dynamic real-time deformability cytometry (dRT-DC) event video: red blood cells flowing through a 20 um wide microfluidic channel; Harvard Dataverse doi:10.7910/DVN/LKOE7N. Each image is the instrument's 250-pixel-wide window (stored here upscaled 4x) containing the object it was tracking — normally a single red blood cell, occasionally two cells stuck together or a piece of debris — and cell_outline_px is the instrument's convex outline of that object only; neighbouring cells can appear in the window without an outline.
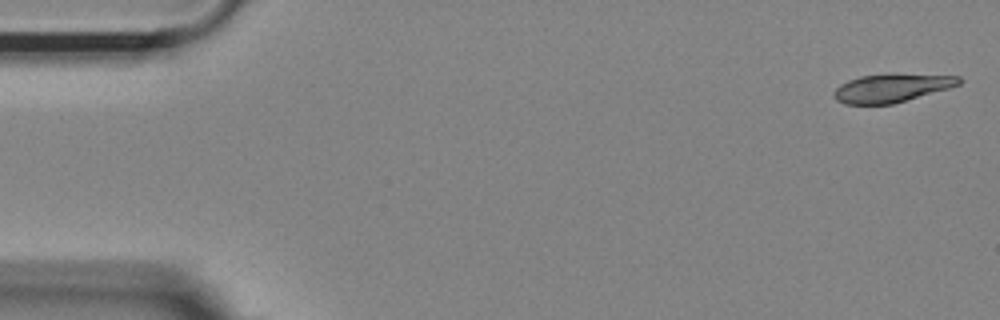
{"species": "Egyptian fruit bat (a non-hibernating species)", "species_latin": "Rousettus aegyptiacus", "temperature_condition": "room temperature", "stored_images_in_passage": 11, "camera_frame_rate_fps": 3000, "um_per_image_px": 0.085, "animal": {"sex": "female"}, "frame": {"image": 1, "passage_image": 1, "time_ms": 0.0, "image_size_px": [1000, 320], "cell_outline_px": [[964, 80], [960, 84], [948, 88], [892, 104], [844, 104], [836, 100], [832, 92], [840, 84], [848, 80], [860, 76], [960, 76]], "centroid_in_image_um": [75.72, 7.52], "position_along_channel_um": 9.3, "area_um2": 19.65}}